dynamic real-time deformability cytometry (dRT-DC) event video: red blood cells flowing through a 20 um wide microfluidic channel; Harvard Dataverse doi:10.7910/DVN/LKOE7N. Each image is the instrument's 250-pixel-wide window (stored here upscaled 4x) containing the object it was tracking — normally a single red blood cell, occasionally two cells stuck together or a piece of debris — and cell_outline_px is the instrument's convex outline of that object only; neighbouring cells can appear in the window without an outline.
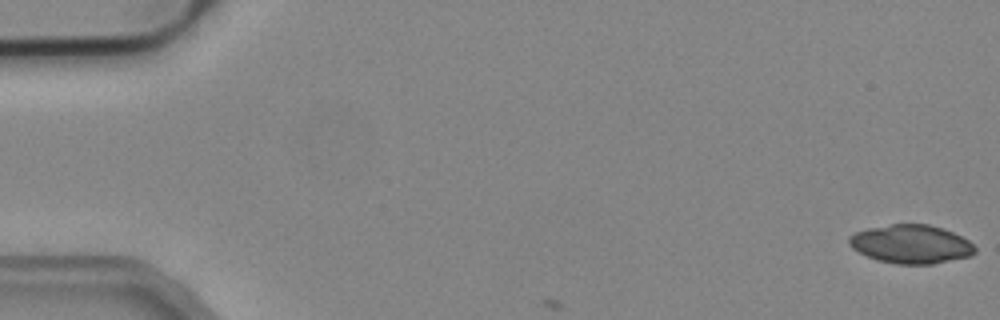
{"species": "common noctule bat (a hibernating species)", "species_latin": "Nyctalus noctula", "temperature_condition": "cold", "stored_images_in_passage": 3, "camera_frame_rate_fps": 3000, "um_per_image_px": 0.085, "animal": {"sex": "male", "body_mass_g": 19.2, "forearm_length_mm": 51.8}, "frame": {"image": 1, "passage_image": 1, "time_ms": 0.0, "image_size_px": [1000, 320], "cell_outline_px": [[976, 252], [972, 256], [932, 264], [896, 264], [876, 260], [852, 248], [848, 244], [848, 236], [856, 232], [868, 228], [892, 224], [928, 224], [944, 228], [968, 240], [976, 248]], "centroid_in_image_um": [77.44, 20.75], "position_along_channel_um": 7.6, "area_um2": 28.44}}